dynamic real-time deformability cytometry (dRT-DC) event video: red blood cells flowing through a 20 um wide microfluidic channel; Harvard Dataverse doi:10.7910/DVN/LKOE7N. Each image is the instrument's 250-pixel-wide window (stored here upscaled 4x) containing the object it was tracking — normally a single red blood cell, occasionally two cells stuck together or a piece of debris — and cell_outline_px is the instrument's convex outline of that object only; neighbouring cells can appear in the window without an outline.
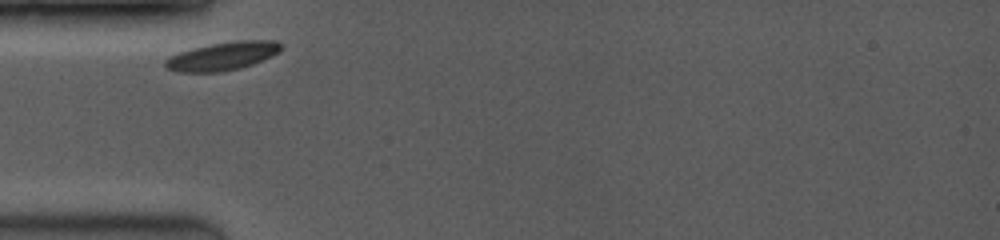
{"species": "common noctule bat (a hibernating species)", "species_latin": "Nyctalus noctula", "temperature_condition": "room temperature", "stored_images_in_passage": 31, "camera_frame_rate_fps": 3500, "um_per_image_px": 0.085, "animal": {"sex": "female", "body_mass_g": 19.0, "forearm_length_mm": 53.3}, "frame": {"image": 1, "passage_image": 1, "time_ms": 0.0, "image_size_px": [1000, 240], "cell_outline_px": [[280, 52], [272, 56], [252, 64], [240, 68], [220, 72], [176, 72], [164, 68], [164, 60], [180, 52], [192, 48], [212, 44], [240, 40], [276, 40], [280, 44]], "centroid_in_image_um": [18.9, 4.78], "position_along_channel_um": 66.1, "area_um2": 19.02}}
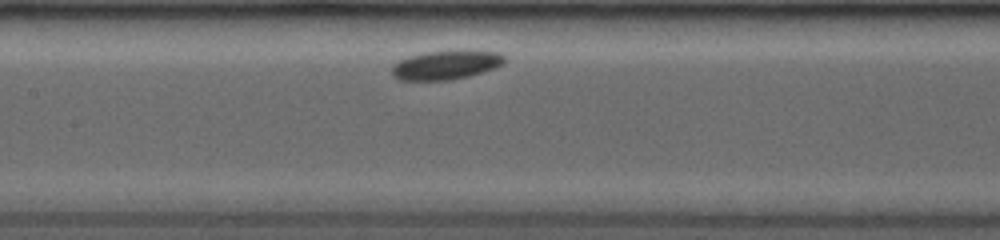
{"frame": {"image": 2, "passage_image": 11, "time_ms": 2.857, "image_size_px": [1000, 240], "cell_outline_px": [[508, 60], [504, 64], [496, 68], [484, 72], [452, 80], [400, 80], [392, 76], [392, 64], [408, 56], [424, 52], [460, 48], [500, 52]], "centroid_in_image_um": [37.98, 5.48], "position_along_channel_um": 169.4, "area_um2": 19.94}}
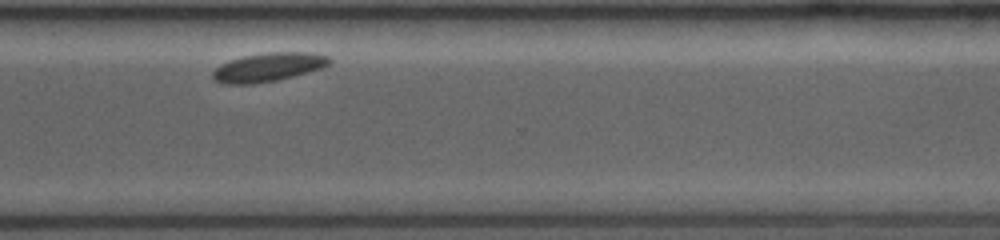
{"frame": {"image": 3, "passage_image": 30, "time_ms": 7.714, "image_size_px": [1000, 240], "cell_outline_px": [[332, 64], [324, 68], [276, 80], [252, 84], [224, 84], [216, 80], [212, 76], [212, 72], [220, 64], [244, 56], [268, 52], [316, 52], [328, 56], [332, 60]], "centroid_in_image_um": [22.88, 5.7], "position_along_channel_um": 347.7, "area_um2": 19.59}}